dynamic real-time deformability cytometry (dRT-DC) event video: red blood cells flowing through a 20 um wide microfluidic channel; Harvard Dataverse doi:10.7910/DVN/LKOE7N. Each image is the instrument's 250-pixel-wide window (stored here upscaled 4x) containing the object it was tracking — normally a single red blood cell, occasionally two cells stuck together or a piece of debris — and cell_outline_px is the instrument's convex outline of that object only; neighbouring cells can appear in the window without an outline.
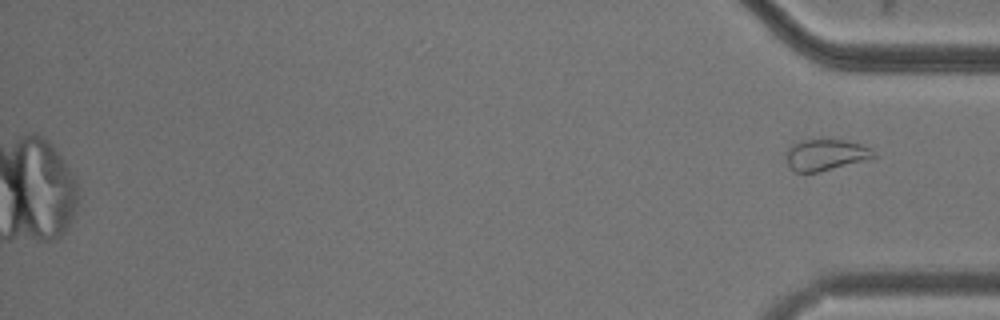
{"species": "common noctule bat (a hibernating species)", "species_latin": "Nyctalus noctula", "temperature_condition": "cold", "stored_images_in_passage": 52, "camera_frame_rate_fps": 3000, "um_per_image_px": 0.085, "animal": {"sex": "male", "body_mass_g": 20.5, "forearm_length_mm": 52.5}, "frame": {"image": 1, "passage_image": 52, "time_ms": 17.0, "image_size_px": [1000, 320], "cell_outline_px": [[876, 156], [872, 160], [820, 172], [796, 172], [788, 164], [788, 148], [792, 144], [800, 140], [824, 136], [844, 140], [860, 144], [876, 152]], "centroid_in_image_um": [70.25, 13.12], "position_along_channel_um": 365.0, "area_um2": 16.65}}